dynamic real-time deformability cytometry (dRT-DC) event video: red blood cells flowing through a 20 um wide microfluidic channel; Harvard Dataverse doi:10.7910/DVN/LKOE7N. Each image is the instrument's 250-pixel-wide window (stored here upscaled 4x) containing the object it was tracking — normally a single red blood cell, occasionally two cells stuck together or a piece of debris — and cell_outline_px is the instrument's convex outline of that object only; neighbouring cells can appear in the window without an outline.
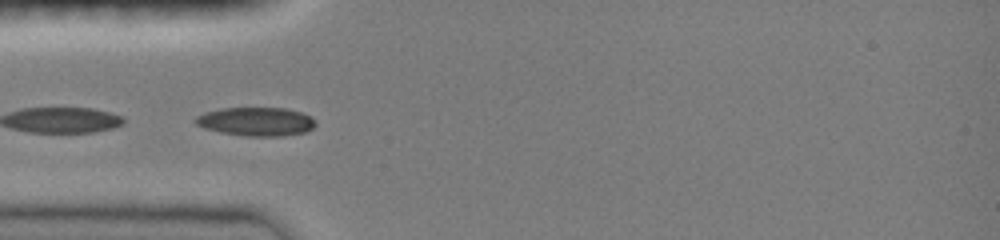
{"species": "common noctule bat (a hibernating species)", "species_latin": "Nyctalus noctula", "temperature_condition": "room temperature", "stored_images_in_passage": 8, "camera_frame_rate_fps": 3000, "um_per_image_px": 0.085, "animal": {"sex": "female", "body_mass_g": 19.0, "forearm_length_mm": 51.5}, "frame": {"image": 1, "passage_image": 5, "time_ms": 1.333, "image_size_px": [1000, 240], "cell_outline_px": [[316, 124], [312, 128], [304, 132], [280, 136], [244, 136], [220, 132], [204, 128], [196, 124], [192, 120], [196, 116], [204, 112], [220, 108], [288, 108], [300, 112], [316, 120]], "centroid_in_image_um": [21.72, 10.33], "position_along_channel_um": 63.3, "area_um2": 20.11}}